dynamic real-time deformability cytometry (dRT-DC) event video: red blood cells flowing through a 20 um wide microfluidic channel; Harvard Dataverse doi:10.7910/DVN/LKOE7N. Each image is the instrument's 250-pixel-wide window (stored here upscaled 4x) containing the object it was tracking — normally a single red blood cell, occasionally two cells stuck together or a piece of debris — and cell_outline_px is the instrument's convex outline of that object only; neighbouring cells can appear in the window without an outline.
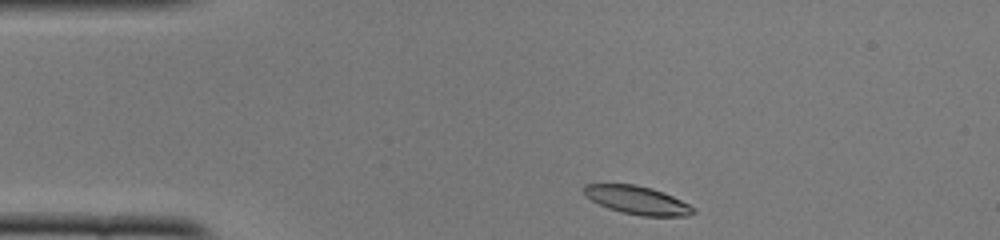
{"species": "common noctule bat (a hibernating species)", "species_latin": "Nyctalus noctula", "temperature_condition": "cold", "stored_images_in_passage": 7, "camera_frame_rate_fps": 3000, "um_per_image_px": 0.085, "animal": {"sex": "female", "body_mass_g": 22.0, "forearm_length_mm": 56.7}, "frame": {"image": 1, "passage_image": 1, "time_ms": 0.0, "image_size_px": [1000, 240], "cell_outline_px": [[696, 212], [688, 216], [640, 216], [620, 212], [608, 208], [584, 196], [584, 184], [636, 184], [652, 188], [672, 196], [688, 204]], "centroid_in_image_um": [54.14, 17.02], "position_along_channel_um": 30.9, "area_um2": 17.92}}